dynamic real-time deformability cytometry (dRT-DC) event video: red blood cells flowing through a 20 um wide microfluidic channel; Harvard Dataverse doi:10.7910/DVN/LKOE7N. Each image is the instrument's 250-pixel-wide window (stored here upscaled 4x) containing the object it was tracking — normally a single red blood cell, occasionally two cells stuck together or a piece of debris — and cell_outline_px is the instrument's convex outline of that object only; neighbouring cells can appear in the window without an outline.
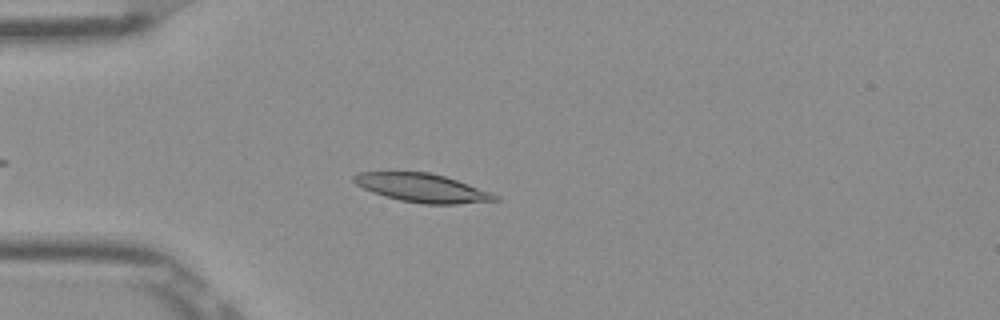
{"species": "Egyptian fruit bat (a non-hibernating species)", "species_latin": "Rousettus aegyptiacus", "temperature_condition": "room temperature", "stored_images_in_passage": 35, "camera_frame_rate_fps": 3000, "um_per_image_px": 0.085, "frame": {"image": 1, "passage_image": 7, "time_ms": 2.0, "image_size_px": [1000, 320], "cell_outline_px": [[500, 200], [456, 204], [424, 204], [400, 200], [384, 196], [372, 192], [356, 184], [352, 180], [352, 176], [360, 172], [428, 172], [444, 176], [468, 184], [500, 196]], "centroid_in_image_um": [35.88, 15.97], "position_along_channel_um": 49.1, "area_um2": 23.29}}
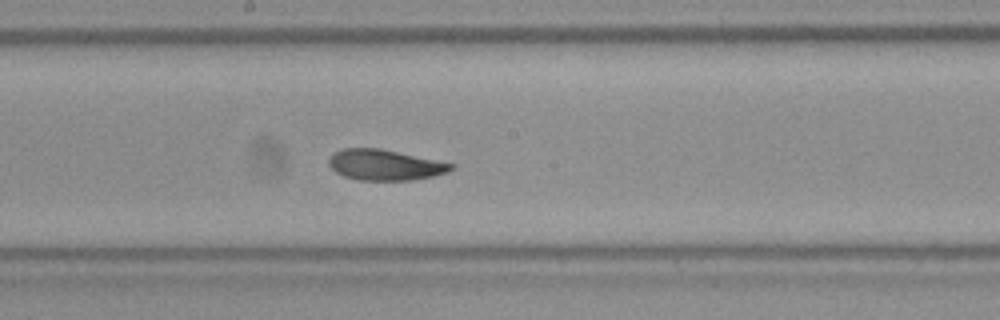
{"frame": {"image": 2, "passage_image": 21, "time_ms": 6.667, "image_size_px": [1000, 320], "cell_outline_px": [[456, 168], [448, 172], [432, 176], [412, 180], [360, 180], [344, 176], [336, 172], [328, 164], [328, 160], [332, 152], [340, 148], [380, 148], [456, 164]], "centroid_in_image_um": [32.71, 14.01], "position_along_channel_um": 215.5, "area_um2": 22.02}}
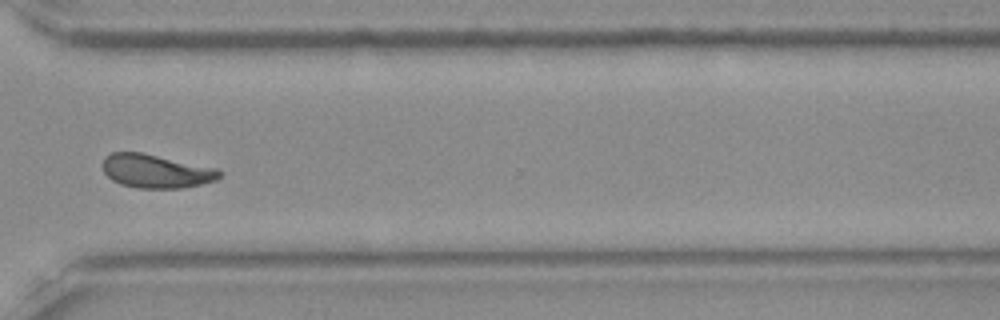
{"frame": {"image": 3, "passage_image": 32, "time_ms": 10.333, "image_size_px": [1000, 320], "cell_outline_px": [[224, 172], [216, 180], [184, 188], [136, 188], [120, 184], [112, 180], [104, 172], [104, 156], [112, 152], [140, 152], [216, 168]], "centroid_in_image_um": [13.26, 14.55], "position_along_channel_um": 357.3, "area_um2": 22.77}, "authors_computed_cell_mechanics": {"area_um2": 22.4842, "velocity_mm_per_s": 3.8715, "shape_relaxation_time_tau1_ms": 4.7423, "shape_relaxation_time_tau2_ms": 2.1787, "deformation_change_tau1": 0.1402, "deformation_change_tau2": 0.0683}}